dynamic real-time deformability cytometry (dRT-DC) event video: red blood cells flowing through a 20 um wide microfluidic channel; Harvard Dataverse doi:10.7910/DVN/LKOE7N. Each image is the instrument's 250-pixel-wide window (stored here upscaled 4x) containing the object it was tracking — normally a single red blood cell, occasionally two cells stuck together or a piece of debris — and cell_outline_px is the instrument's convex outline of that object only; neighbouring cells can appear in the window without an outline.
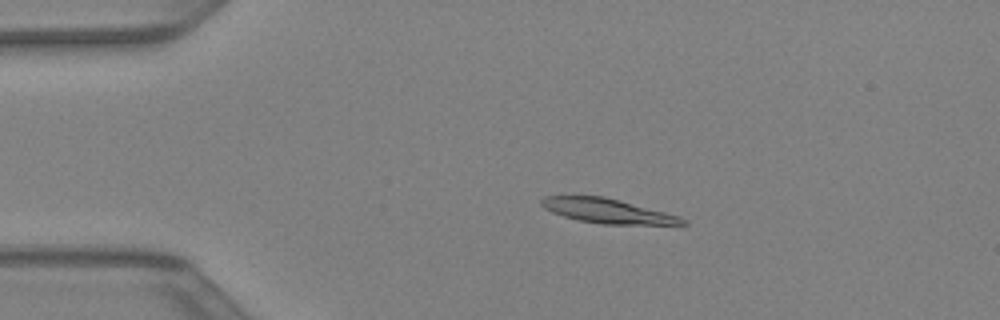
{"species": "Egyptian fruit bat (a non-hibernating species)", "species_latin": "Rousettus aegyptiacus", "temperature_condition": "warm", "stored_images_in_passage": 43, "camera_frame_rate_fps": 3000, "um_per_image_px": 0.085, "animal": {"sex": "female"}, "frame": {"image": 1, "passage_image": 9, "time_ms": 2.667, "image_size_px": [1000, 320], "cell_outline_px": [[688, 224], [600, 224], [580, 220], [564, 216], [552, 212], [544, 208], [540, 204], [540, 200], [544, 196], [604, 196], [664, 212], [676, 216], [684, 220]], "centroid_in_image_um": [51.55, 17.92], "position_along_channel_um": 33.5, "area_um2": 19.65}}
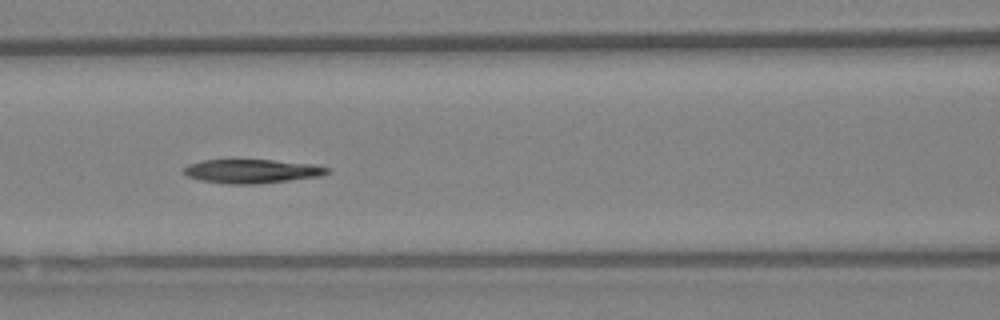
{"frame": {"image": 2, "passage_image": 19, "time_ms": 6.0, "image_size_px": [1000, 320], "cell_outline_px": [[332, 168], [328, 172], [320, 176], [256, 184], [228, 184], [200, 180], [188, 176], [184, 172], [184, 168], [188, 164], [200, 160], [272, 160], [312, 164]], "centroid_in_image_um": [21.4, 14.55], "position_along_channel_um": 145.2, "area_um2": 19.83}}
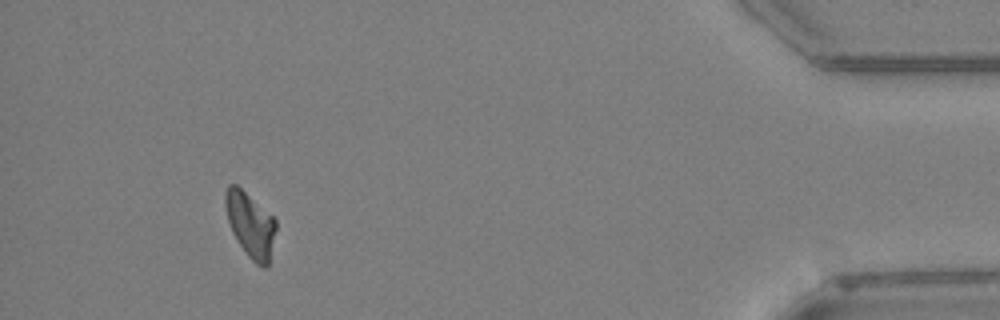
{"frame": {"image": 3, "passage_image": 40, "time_ms": 13.0, "image_size_px": [1000, 320], "cell_outline_px": [[276, 228], [268, 268], [264, 268], [256, 264], [248, 256], [232, 232], [228, 220], [224, 204], [224, 192], [228, 184], [236, 184], [272, 216], [276, 220]], "centroid_in_image_um": [21.27, 19.1], "position_along_channel_um": 413.9, "area_um2": 18.96}}